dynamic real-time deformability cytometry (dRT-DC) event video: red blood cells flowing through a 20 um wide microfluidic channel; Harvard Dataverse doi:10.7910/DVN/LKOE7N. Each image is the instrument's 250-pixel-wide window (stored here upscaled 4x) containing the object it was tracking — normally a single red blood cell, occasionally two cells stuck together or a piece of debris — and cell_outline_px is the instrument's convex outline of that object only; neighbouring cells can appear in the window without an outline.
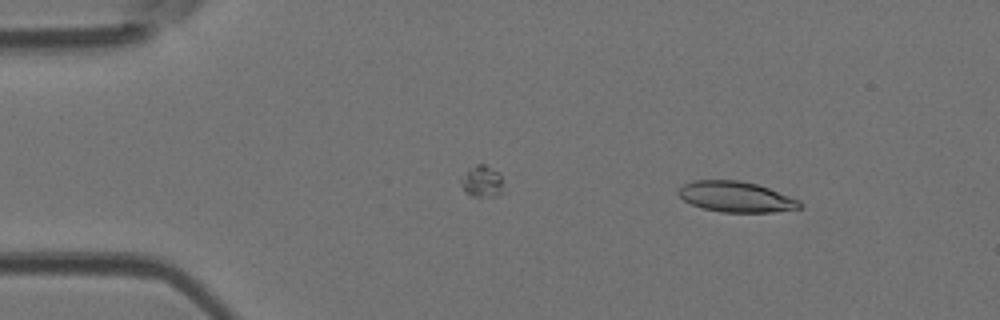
{"species": "Egyptian fruit bat (a non-hibernating species)", "species_latin": "Rousettus aegyptiacus", "temperature_condition": "room temperature", "stored_images_in_passage": 3, "camera_frame_rate_fps": 3000, "um_per_image_px": 0.085, "animal": {"sex": "female"}, "frame": {"image": 1, "passage_image": 1, "time_ms": 0.0, "image_size_px": [1000, 320], "cell_outline_px": [[804, 204], [800, 208], [772, 212], [720, 212], [704, 208], [692, 204], [684, 200], [676, 192], [684, 184], [692, 180], [740, 180], [756, 184], [768, 188], [800, 200]], "centroid_in_image_um": [62.56, 16.72], "position_along_channel_um": 22.4, "area_um2": 21.56}}